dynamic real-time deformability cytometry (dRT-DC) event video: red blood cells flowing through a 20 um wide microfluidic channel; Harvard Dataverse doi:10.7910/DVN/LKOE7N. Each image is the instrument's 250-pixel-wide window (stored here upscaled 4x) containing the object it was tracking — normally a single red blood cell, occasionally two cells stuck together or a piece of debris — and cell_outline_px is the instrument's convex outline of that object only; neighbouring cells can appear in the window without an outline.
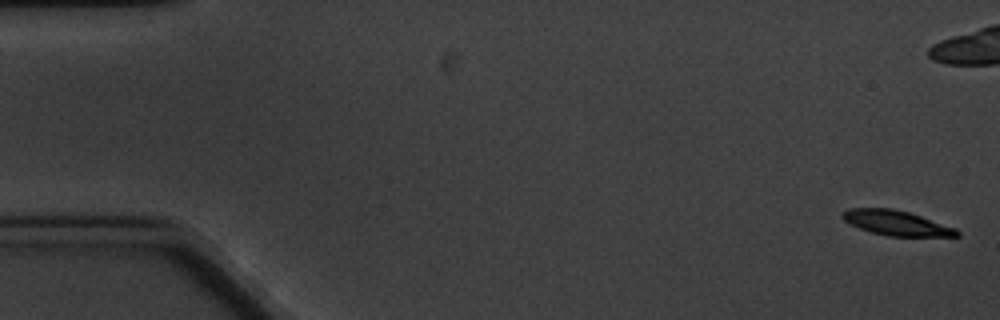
{"species": "common noctule bat (a hibernating species)", "species_latin": "Nyctalus noctula", "temperature_condition": "cold", "stored_images_in_passage": 7, "camera_frame_rate_fps": 3000, "um_per_image_px": 0.085, "animal": {"sex": "male", "body_mass_g": 20.1, "forearm_length_mm": 53.5}, "frame": {"image": 1, "passage_image": 1, "time_ms": 0.0, "image_size_px": [1000, 320], "cell_outline_px": [[960, 236], [888, 236], [872, 232], [848, 224], [840, 216], [840, 212], [848, 208], [892, 208], [908, 212], [956, 228], [960, 232]], "centroid_in_image_um": [76.14, 18.94], "position_along_channel_um": 8.9, "area_um2": 16.59}}